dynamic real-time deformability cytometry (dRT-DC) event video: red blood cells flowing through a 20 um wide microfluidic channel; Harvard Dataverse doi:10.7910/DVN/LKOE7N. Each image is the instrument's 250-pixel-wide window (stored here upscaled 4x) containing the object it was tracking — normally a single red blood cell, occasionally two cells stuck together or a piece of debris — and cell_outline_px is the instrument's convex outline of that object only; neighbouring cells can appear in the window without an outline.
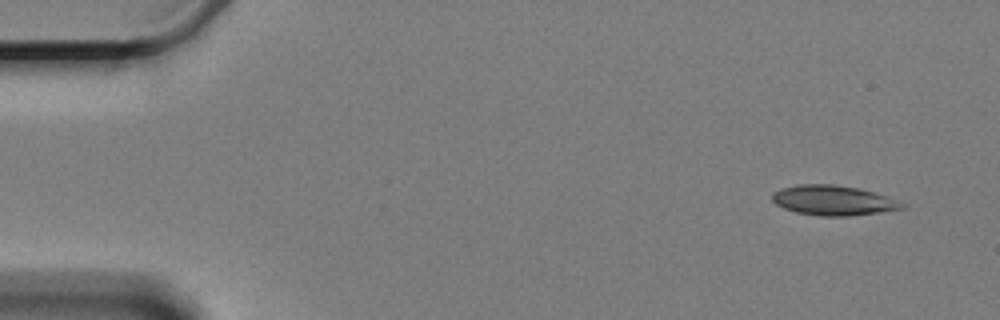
{"species": "Egyptian fruit bat (a non-hibernating species)", "species_latin": "Rousettus aegyptiacus", "temperature_condition": "cold", "stored_images_in_passage": 2, "camera_frame_rate_fps": 3000, "um_per_image_px": 0.085, "animal": {"sex": "female"}, "frame": {"image": 1, "passage_image": 1, "time_ms": 0.0, "image_size_px": [1000, 320], "cell_outline_px": [[908, 204], [904, 208], [880, 212], [852, 216], [820, 216], [796, 212], [784, 208], [776, 204], [772, 200], [772, 192], [784, 188], [800, 184], [832, 184], [860, 188]], "centroid_in_image_um": [70.83, 17.04], "position_along_channel_um": 14.2, "area_um2": 22.54}}